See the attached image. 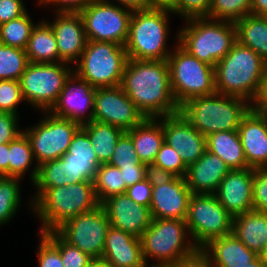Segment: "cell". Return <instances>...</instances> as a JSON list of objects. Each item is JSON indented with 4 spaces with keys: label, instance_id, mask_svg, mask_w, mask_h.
<instances>
[{
    "label": "cell",
    "instance_id": "obj_1",
    "mask_svg": "<svg viewBox=\"0 0 267 267\" xmlns=\"http://www.w3.org/2000/svg\"><path fill=\"white\" fill-rule=\"evenodd\" d=\"M145 118H159L179 113L170 85L167 60L128 59L120 84Z\"/></svg>",
    "mask_w": 267,
    "mask_h": 267
},
{
    "label": "cell",
    "instance_id": "obj_2",
    "mask_svg": "<svg viewBox=\"0 0 267 267\" xmlns=\"http://www.w3.org/2000/svg\"><path fill=\"white\" fill-rule=\"evenodd\" d=\"M188 236L185 220L153 219L140 237L146 266L148 258L157 262L150 267L198 266L200 251Z\"/></svg>",
    "mask_w": 267,
    "mask_h": 267
},
{
    "label": "cell",
    "instance_id": "obj_3",
    "mask_svg": "<svg viewBox=\"0 0 267 267\" xmlns=\"http://www.w3.org/2000/svg\"><path fill=\"white\" fill-rule=\"evenodd\" d=\"M30 207L43 225L41 234L56 231L66 221L98 207L94 182L83 181L53 188H37Z\"/></svg>",
    "mask_w": 267,
    "mask_h": 267
},
{
    "label": "cell",
    "instance_id": "obj_4",
    "mask_svg": "<svg viewBox=\"0 0 267 267\" xmlns=\"http://www.w3.org/2000/svg\"><path fill=\"white\" fill-rule=\"evenodd\" d=\"M267 63L252 49L236 41L215 66L216 93L253 101Z\"/></svg>",
    "mask_w": 267,
    "mask_h": 267
},
{
    "label": "cell",
    "instance_id": "obj_5",
    "mask_svg": "<svg viewBox=\"0 0 267 267\" xmlns=\"http://www.w3.org/2000/svg\"><path fill=\"white\" fill-rule=\"evenodd\" d=\"M251 103L234 96L214 93L194 97L180 106V113L202 135L238 130Z\"/></svg>",
    "mask_w": 267,
    "mask_h": 267
},
{
    "label": "cell",
    "instance_id": "obj_6",
    "mask_svg": "<svg viewBox=\"0 0 267 267\" xmlns=\"http://www.w3.org/2000/svg\"><path fill=\"white\" fill-rule=\"evenodd\" d=\"M186 22V27L177 32V44L213 67L228 54L237 41L233 22L206 17L190 18Z\"/></svg>",
    "mask_w": 267,
    "mask_h": 267
},
{
    "label": "cell",
    "instance_id": "obj_7",
    "mask_svg": "<svg viewBox=\"0 0 267 267\" xmlns=\"http://www.w3.org/2000/svg\"><path fill=\"white\" fill-rule=\"evenodd\" d=\"M171 11L146 9L133 11L129 36L125 45L128 59L166 61L171 54L167 47L168 18Z\"/></svg>",
    "mask_w": 267,
    "mask_h": 267
},
{
    "label": "cell",
    "instance_id": "obj_8",
    "mask_svg": "<svg viewBox=\"0 0 267 267\" xmlns=\"http://www.w3.org/2000/svg\"><path fill=\"white\" fill-rule=\"evenodd\" d=\"M167 62L172 94L179 107L191 98L216 93L215 67L200 61L179 44Z\"/></svg>",
    "mask_w": 267,
    "mask_h": 267
},
{
    "label": "cell",
    "instance_id": "obj_9",
    "mask_svg": "<svg viewBox=\"0 0 267 267\" xmlns=\"http://www.w3.org/2000/svg\"><path fill=\"white\" fill-rule=\"evenodd\" d=\"M127 60L125 46L88 40L73 71L94 88L115 87L121 84Z\"/></svg>",
    "mask_w": 267,
    "mask_h": 267
},
{
    "label": "cell",
    "instance_id": "obj_10",
    "mask_svg": "<svg viewBox=\"0 0 267 267\" xmlns=\"http://www.w3.org/2000/svg\"><path fill=\"white\" fill-rule=\"evenodd\" d=\"M185 221L190 238L199 251L211 240L232 233L233 216L215 194H192Z\"/></svg>",
    "mask_w": 267,
    "mask_h": 267
},
{
    "label": "cell",
    "instance_id": "obj_11",
    "mask_svg": "<svg viewBox=\"0 0 267 267\" xmlns=\"http://www.w3.org/2000/svg\"><path fill=\"white\" fill-rule=\"evenodd\" d=\"M70 64L29 63L20 78L22 97L41 112H49L58 100L65 80L73 72Z\"/></svg>",
    "mask_w": 267,
    "mask_h": 267
},
{
    "label": "cell",
    "instance_id": "obj_12",
    "mask_svg": "<svg viewBox=\"0 0 267 267\" xmlns=\"http://www.w3.org/2000/svg\"><path fill=\"white\" fill-rule=\"evenodd\" d=\"M45 118L36 126L26 128L23 132L28 137L36 166L30 171L31 183H34L38 174V166L61 158L68 150L76 131L81 127L78 123L62 119L45 112Z\"/></svg>",
    "mask_w": 267,
    "mask_h": 267
},
{
    "label": "cell",
    "instance_id": "obj_13",
    "mask_svg": "<svg viewBox=\"0 0 267 267\" xmlns=\"http://www.w3.org/2000/svg\"><path fill=\"white\" fill-rule=\"evenodd\" d=\"M87 40L125 46L132 11L104 0H92L80 13Z\"/></svg>",
    "mask_w": 267,
    "mask_h": 267
},
{
    "label": "cell",
    "instance_id": "obj_14",
    "mask_svg": "<svg viewBox=\"0 0 267 267\" xmlns=\"http://www.w3.org/2000/svg\"><path fill=\"white\" fill-rule=\"evenodd\" d=\"M109 227L106 211L100 204L91 211L72 217L56 231L91 258L101 259Z\"/></svg>",
    "mask_w": 267,
    "mask_h": 267
},
{
    "label": "cell",
    "instance_id": "obj_15",
    "mask_svg": "<svg viewBox=\"0 0 267 267\" xmlns=\"http://www.w3.org/2000/svg\"><path fill=\"white\" fill-rule=\"evenodd\" d=\"M145 119L121 86L96 88L93 121L108 123L127 132Z\"/></svg>",
    "mask_w": 267,
    "mask_h": 267
},
{
    "label": "cell",
    "instance_id": "obj_16",
    "mask_svg": "<svg viewBox=\"0 0 267 267\" xmlns=\"http://www.w3.org/2000/svg\"><path fill=\"white\" fill-rule=\"evenodd\" d=\"M95 90L74 71L65 80L58 100L49 111L52 115L68 119L80 126L93 121ZM90 108V109H89ZM86 110L90 112L85 115Z\"/></svg>",
    "mask_w": 267,
    "mask_h": 267
},
{
    "label": "cell",
    "instance_id": "obj_17",
    "mask_svg": "<svg viewBox=\"0 0 267 267\" xmlns=\"http://www.w3.org/2000/svg\"><path fill=\"white\" fill-rule=\"evenodd\" d=\"M164 141L173 147L189 167L207 150L206 137L179 112L162 117Z\"/></svg>",
    "mask_w": 267,
    "mask_h": 267
},
{
    "label": "cell",
    "instance_id": "obj_18",
    "mask_svg": "<svg viewBox=\"0 0 267 267\" xmlns=\"http://www.w3.org/2000/svg\"><path fill=\"white\" fill-rule=\"evenodd\" d=\"M110 226L141 237L153 220L151 210L136 204L127 194L114 195L101 203Z\"/></svg>",
    "mask_w": 267,
    "mask_h": 267
},
{
    "label": "cell",
    "instance_id": "obj_19",
    "mask_svg": "<svg viewBox=\"0 0 267 267\" xmlns=\"http://www.w3.org/2000/svg\"><path fill=\"white\" fill-rule=\"evenodd\" d=\"M56 19L47 23L56 38L59 62L75 65L87 43L84 21L80 13H56Z\"/></svg>",
    "mask_w": 267,
    "mask_h": 267
},
{
    "label": "cell",
    "instance_id": "obj_20",
    "mask_svg": "<svg viewBox=\"0 0 267 267\" xmlns=\"http://www.w3.org/2000/svg\"><path fill=\"white\" fill-rule=\"evenodd\" d=\"M259 255L243 244L232 233L215 238L206 244L199 255L201 267H246Z\"/></svg>",
    "mask_w": 267,
    "mask_h": 267
},
{
    "label": "cell",
    "instance_id": "obj_21",
    "mask_svg": "<svg viewBox=\"0 0 267 267\" xmlns=\"http://www.w3.org/2000/svg\"><path fill=\"white\" fill-rule=\"evenodd\" d=\"M253 168L230 170L215 193L220 204L233 217L253 210Z\"/></svg>",
    "mask_w": 267,
    "mask_h": 267
},
{
    "label": "cell",
    "instance_id": "obj_22",
    "mask_svg": "<svg viewBox=\"0 0 267 267\" xmlns=\"http://www.w3.org/2000/svg\"><path fill=\"white\" fill-rule=\"evenodd\" d=\"M192 195L184 177L152 188L150 204L153 219L186 220L188 203Z\"/></svg>",
    "mask_w": 267,
    "mask_h": 267
},
{
    "label": "cell",
    "instance_id": "obj_23",
    "mask_svg": "<svg viewBox=\"0 0 267 267\" xmlns=\"http://www.w3.org/2000/svg\"><path fill=\"white\" fill-rule=\"evenodd\" d=\"M237 131L248 167H267V115L250 109Z\"/></svg>",
    "mask_w": 267,
    "mask_h": 267
},
{
    "label": "cell",
    "instance_id": "obj_24",
    "mask_svg": "<svg viewBox=\"0 0 267 267\" xmlns=\"http://www.w3.org/2000/svg\"><path fill=\"white\" fill-rule=\"evenodd\" d=\"M101 259L114 267H147L140 237L112 226L108 228Z\"/></svg>",
    "mask_w": 267,
    "mask_h": 267
},
{
    "label": "cell",
    "instance_id": "obj_25",
    "mask_svg": "<svg viewBox=\"0 0 267 267\" xmlns=\"http://www.w3.org/2000/svg\"><path fill=\"white\" fill-rule=\"evenodd\" d=\"M229 171L220 157L206 150L188 167L185 179L192 194H215Z\"/></svg>",
    "mask_w": 267,
    "mask_h": 267
},
{
    "label": "cell",
    "instance_id": "obj_26",
    "mask_svg": "<svg viewBox=\"0 0 267 267\" xmlns=\"http://www.w3.org/2000/svg\"><path fill=\"white\" fill-rule=\"evenodd\" d=\"M232 234L259 255L267 244V213L251 210L233 217Z\"/></svg>",
    "mask_w": 267,
    "mask_h": 267
},
{
    "label": "cell",
    "instance_id": "obj_27",
    "mask_svg": "<svg viewBox=\"0 0 267 267\" xmlns=\"http://www.w3.org/2000/svg\"><path fill=\"white\" fill-rule=\"evenodd\" d=\"M126 133L132 138L137 155L142 163H153L164 142L162 117L145 118Z\"/></svg>",
    "mask_w": 267,
    "mask_h": 267
},
{
    "label": "cell",
    "instance_id": "obj_28",
    "mask_svg": "<svg viewBox=\"0 0 267 267\" xmlns=\"http://www.w3.org/2000/svg\"><path fill=\"white\" fill-rule=\"evenodd\" d=\"M206 147L209 152L220 157L230 170L249 168L237 130L208 135Z\"/></svg>",
    "mask_w": 267,
    "mask_h": 267
},
{
    "label": "cell",
    "instance_id": "obj_29",
    "mask_svg": "<svg viewBox=\"0 0 267 267\" xmlns=\"http://www.w3.org/2000/svg\"><path fill=\"white\" fill-rule=\"evenodd\" d=\"M25 51L30 63L59 62L56 38L47 20L33 27Z\"/></svg>",
    "mask_w": 267,
    "mask_h": 267
},
{
    "label": "cell",
    "instance_id": "obj_30",
    "mask_svg": "<svg viewBox=\"0 0 267 267\" xmlns=\"http://www.w3.org/2000/svg\"><path fill=\"white\" fill-rule=\"evenodd\" d=\"M234 24L237 41L267 63V17L248 14Z\"/></svg>",
    "mask_w": 267,
    "mask_h": 267
},
{
    "label": "cell",
    "instance_id": "obj_31",
    "mask_svg": "<svg viewBox=\"0 0 267 267\" xmlns=\"http://www.w3.org/2000/svg\"><path fill=\"white\" fill-rule=\"evenodd\" d=\"M81 128L88 134L98 161L101 164L108 163L124 131L99 121H91Z\"/></svg>",
    "mask_w": 267,
    "mask_h": 267
},
{
    "label": "cell",
    "instance_id": "obj_32",
    "mask_svg": "<svg viewBox=\"0 0 267 267\" xmlns=\"http://www.w3.org/2000/svg\"><path fill=\"white\" fill-rule=\"evenodd\" d=\"M94 189L98 202L101 204L111 196L125 194L127 187L123 181L120 169L104 163L97 168Z\"/></svg>",
    "mask_w": 267,
    "mask_h": 267
},
{
    "label": "cell",
    "instance_id": "obj_33",
    "mask_svg": "<svg viewBox=\"0 0 267 267\" xmlns=\"http://www.w3.org/2000/svg\"><path fill=\"white\" fill-rule=\"evenodd\" d=\"M73 184L72 170L62 157L38 166V174L33 183L36 188H53Z\"/></svg>",
    "mask_w": 267,
    "mask_h": 267
},
{
    "label": "cell",
    "instance_id": "obj_34",
    "mask_svg": "<svg viewBox=\"0 0 267 267\" xmlns=\"http://www.w3.org/2000/svg\"><path fill=\"white\" fill-rule=\"evenodd\" d=\"M33 159L30 141L26 134L22 132L9 142L8 177L22 179L30 166H32Z\"/></svg>",
    "mask_w": 267,
    "mask_h": 267
},
{
    "label": "cell",
    "instance_id": "obj_35",
    "mask_svg": "<svg viewBox=\"0 0 267 267\" xmlns=\"http://www.w3.org/2000/svg\"><path fill=\"white\" fill-rule=\"evenodd\" d=\"M28 13L0 25L1 44L26 49L31 31L36 25Z\"/></svg>",
    "mask_w": 267,
    "mask_h": 267
},
{
    "label": "cell",
    "instance_id": "obj_36",
    "mask_svg": "<svg viewBox=\"0 0 267 267\" xmlns=\"http://www.w3.org/2000/svg\"><path fill=\"white\" fill-rule=\"evenodd\" d=\"M29 63L24 49L0 43V80L19 81Z\"/></svg>",
    "mask_w": 267,
    "mask_h": 267
},
{
    "label": "cell",
    "instance_id": "obj_37",
    "mask_svg": "<svg viewBox=\"0 0 267 267\" xmlns=\"http://www.w3.org/2000/svg\"><path fill=\"white\" fill-rule=\"evenodd\" d=\"M20 178L0 176V226L7 224L20 207Z\"/></svg>",
    "mask_w": 267,
    "mask_h": 267
},
{
    "label": "cell",
    "instance_id": "obj_38",
    "mask_svg": "<svg viewBox=\"0 0 267 267\" xmlns=\"http://www.w3.org/2000/svg\"><path fill=\"white\" fill-rule=\"evenodd\" d=\"M252 0H212L206 18L235 23L251 14Z\"/></svg>",
    "mask_w": 267,
    "mask_h": 267
},
{
    "label": "cell",
    "instance_id": "obj_39",
    "mask_svg": "<svg viewBox=\"0 0 267 267\" xmlns=\"http://www.w3.org/2000/svg\"><path fill=\"white\" fill-rule=\"evenodd\" d=\"M59 251L64 267H89L93 258L67 242L57 231L43 234Z\"/></svg>",
    "mask_w": 267,
    "mask_h": 267
},
{
    "label": "cell",
    "instance_id": "obj_40",
    "mask_svg": "<svg viewBox=\"0 0 267 267\" xmlns=\"http://www.w3.org/2000/svg\"><path fill=\"white\" fill-rule=\"evenodd\" d=\"M108 164L120 168H134V166H145L137 155L132 138L124 132L117 141L114 153Z\"/></svg>",
    "mask_w": 267,
    "mask_h": 267
},
{
    "label": "cell",
    "instance_id": "obj_41",
    "mask_svg": "<svg viewBox=\"0 0 267 267\" xmlns=\"http://www.w3.org/2000/svg\"><path fill=\"white\" fill-rule=\"evenodd\" d=\"M62 158L90 160L97 167L101 165L88 134L81 127L73 135L71 144Z\"/></svg>",
    "mask_w": 267,
    "mask_h": 267
},
{
    "label": "cell",
    "instance_id": "obj_42",
    "mask_svg": "<svg viewBox=\"0 0 267 267\" xmlns=\"http://www.w3.org/2000/svg\"><path fill=\"white\" fill-rule=\"evenodd\" d=\"M153 163L173 173L177 177H186L188 167L185 165L179 153L165 141L157 152Z\"/></svg>",
    "mask_w": 267,
    "mask_h": 267
},
{
    "label": "cell",
    "instance_id": "obj_43",
    "mask_svg": "<svg viewBox=\"0 0 267 267\" xmlns=\"http://www.w3.org/2000/svg\"><path fill=\"white\" fill-rule=\"evenodd\" d=\"M24 101L20 81L0 80V112L18 115L17 105Z\"/></svg>",
    "mask_w": 267,
    "mask_h": 267
},
{
    "label": "cell",
    "instance_id": "obj_44",
    "mask_svg": "<svg viewBox=\"0 0 267 267\" xmlns=\"http://www.w3.org/2000/svg\"><path fill=\"white\" fill-rule=\"evenodd\" d=\"M252 206L267 213V167L253 169Z\"/></svg>",
    "mask_w": 267,
    "mask_h": 267
},
{
    "label": "cell",
    "instance_id": "obj_45",
    "mask_svg": "<svg viewBox=\"0 0 267 267\" xmlns=\"http://www.w3.org/2000/svg\"><path fill=\"white\" fill-rule=\"evenodd\" d=\"M212 0H177L173 14H179L184 20L207 17Z\"/></svg>",
    "mask_w": 267,
    "mask_h": 267
},
{
    "label": "cell",
    "instance_id": "obj_46",
    "mask_svg": "<svg viewBox=\"0 0 267 267\" xmlns=\"http://www.w3.org/2000/svg\"><path fill=\"white\" fill-rule=\"evenodd\" d=\"M40 241L37 247L39 267H64L60 251L41 233Z\"/></svg>",
    "mask_w": 267,
    "mask_h": 267
},
{
    "label": "cell",
    "instance_id": "obj_47",
    "mask_svg": "<svg viewBox=\"0 0 267 267\" xmlns=\"http://www.w3.org/2000/svg\"><path fill=\"white\" fill-rule=\"evenodd\" d=\"M63 159L71 166L73 184L83 181L94 182L98 167L92 161L70 158Z\"/></svg>",
    "mask_w": 267,
    "mask_h": 267
},
{
    "label": "cell",
    "instance_id": "obj_48",
    "mask_svg": "<svg viewBox=\"0 0 267 267\" xmlns=\"http://www.w3.org/2000/svg\"><path fill=\"white\" fill-rule=\"evenodd\" d=\"M18 119L12 113L0 112V143H9L22 133Z\"/></svg>",
    "mask_w": 267,
    "mask_h": 267
},
{
    "label": "cell",
    "instance_id": "obj_49",
    "mask_svg": "<svg viewBox=\"0 0 267 267\" xmlns=\"http://www.w3.org/2000/svg\"><path fill=\"white\" fill-rule=\"evenodd\" d=\"M152 188V185L146 179H143L142 181L128 187L126 194L136 204L150 208Z\"/></svg>",
    "mask_w": 267,
    "mask_h": 267
},
{
    "label": "cell",
    "instance_id": "obj_50",
    "mask_svg": "<svg viewBox=\"0 0 267 267\" xmlns=\"http://www.w3.org/2000/svg\"><path fill=\"white\" fill-rule=\"evenodd\" d=\"M22 0H0V25L26 13Z\"/></svg>",
    "mask_w": 267,
    "mask_h": 267
},
{
    "label": "cell",
    "instance_id": "obj_51",
    "mask_svg": "<svg viewBox=\"0 0 267 267\" xmlns=\"http://www.w3.org/2000/svg\"><path fill=\"white\" fill-rule=\"evenodd\" d=\"M177 176L162 169L154 163H145V179L152 185L161 186L162 184L173 181Z\"/></svg>",
    "mask_w": 267,
    "mask_h": 267
},
{
    "label": "cell",
    "instance_id": "obj_52",
    "mask_svg": "<svg viewBox=\"0 0 267 267\" xmlns=\"http://www.w3.org/2000/svg\"><path fill=\"white\" fill-rule=\"evenodd\" d=\"M91 1L92 0H39V4L58 6L55 8L57 13H81Z\"/></svg>",
    "mask_w": 267,
    "mask_h": 267
},
{
    "label": "cell",
    "instance_id": "obj_53",
    "mask_svg": "<svg viewBox=\"0 0 267 267\" xmlns=\"http://www.w3.org/2000/svg\"><path fill=\"white\" fill-rule=\"evenodd\" d=\"M253 103V104H252ZM251 103V109L267 115V68L259 83L257 93Z\"/></svg>",
    "mask_w": 267,
    "mask_h": 267
},
{
    "label": "cell",
    "instance_id": "obj_54",
    "mask_svg": "<svg viewBox=\"0 0 267 267\" xmlns=\"http://www.w3.org/2000/svg\"><path fill=\"white\" fill-rule=\"evenodd\" d=\"M126 187H130L145 179V166H134V168H120Z\"/></svg>",
    "mask_w": 267,
    "mask_h": 267
},
{
    "label": "cell",
    "instance_id": "obj_55",
    "mask_svg": "<svg viewBox=\"0 0 267 267\" xmlns=\"http://www.w3.org/2000/svg\"><path fill=\"white\" fill-rule=\"evenodd\" d=\"M9 143H0V176L8 177Z\"/></svg>",
    "mask_w": 267,
    "mask_h": 267
},
{
    "label": "cell",
    "instance_id": "obj_56",
    "mask_svg": "<svg viewBox=\"0 0 267 267\" xmlns=\"http://www.w3.org/2000/svg\"><path fill=\"white\" fill-rule=\"evenodd\" d=\"M109 2V0H104ZM116 2L122 4L124 8L133 11H140L148 9L147 0H116Z\"/></svg>",
    "mask_w": 267,
    "mask_h": 267
},
{
    "label": "cell",
    "instance_id": "obj_57",
    "mask_svg": "<svg viewBox=\"0 0 267 267\" xmlns=\"http://www.w3.org/2000/svg\"><path fill=\"white\" fill-rule=\"evenodd\" d=\"M177 0H147L148 9H164L172 11L176 6Z\"/></svg>",
    "mask_w": 267,
    "mask_h": 267
},
{
    "label": "cell",
    "instance_id": "obj_58",
    "mask_svg": "<svg viewBox=\"0 0 267 267\" xmlns=\"http://www.w3.org/2000/svg\"><path fill=\"white\" fill-rule=\"evenodd\" d=\"M251 14L267 17V0H252Z\"/></svg>",
    "mask_w": 267,
    "mask_h": 267
},
{
    "label": "cell",
    "instance_id": "obj_59",
    "mask_svg": "<svg viewBox=\"0 0 267 267\" xmlns=\"http://www.w3.org/2000/svg\"><path fill=\"white\" fill-rule=\"evenodd\" d=\"M89 267H114V266L103 259H93Z\"/></svg>",
    "mask_w": 267,
    "mask_h": 267
},
{
    "label": "cell",
    "instance_id": "obj_60",
    "mask_svg": "<svg viewBox=\"0 0 267 267\" xmlns=\"http://www.w3.org/2000/svg\"><path fill=\"white\" fill-rule=\"evenodd\" d=\"M259 257L262 260V263L267 267V244L265 245L262 252L259 254Z\"/></svg>",
    "mask_w": 267,
    "mask_h": 267
},
{
    "label": "cell",
    "instance_id": "obj_61",
    "mask_svg": "<svg viewBox=\"0 0 267 267\" xmlns=\"http://www.w3.org/2000/svg\"><path fill=\"white\" fill-rule=\"evenodd\" d=\"M246 267H266L263 263L260 257H258L255 261L249 263V266Z\"/></svg>",
    "mask_w": 267,
    "mask_h": 267
}]
</instances>
